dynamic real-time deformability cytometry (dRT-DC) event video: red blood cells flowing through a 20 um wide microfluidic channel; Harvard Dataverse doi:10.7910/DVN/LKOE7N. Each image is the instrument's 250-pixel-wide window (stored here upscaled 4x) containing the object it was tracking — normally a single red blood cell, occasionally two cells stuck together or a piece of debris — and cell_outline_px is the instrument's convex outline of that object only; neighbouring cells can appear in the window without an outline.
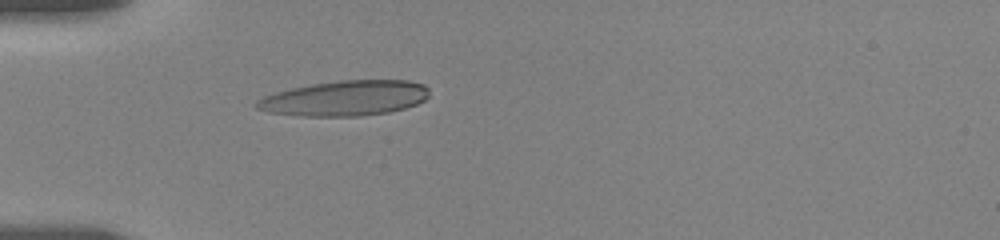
{"species": "human", "species_latin": "Homo sapiens", "temperature_condition": "room temperature", "stored_images_in_passage": 11, "camera_frame_rate_fps": 3000, "um_per_image_px": 0.085, "donor": {"sex": "female"}, "frame": {"image": 1, "passage_image": 7, "time_ms": 5.333, "image_size_px": [1000, 240], "cell_outline_px": [[428, 96], [424, 100], [416, 104], [404, 108], [388, 112], [360, 116], [300, 116], [268, 112], [256, 108], [252, 104], [256, 100], [264, 96], [276, 92], [292, 88], [312, 84], [340, 80], [408, 80], [424, 84], [428, 88]], "centroid_in_image_um": [29.3, 8.35], "position_along_channel_um": 55.7, "area_um2": 35.49}}
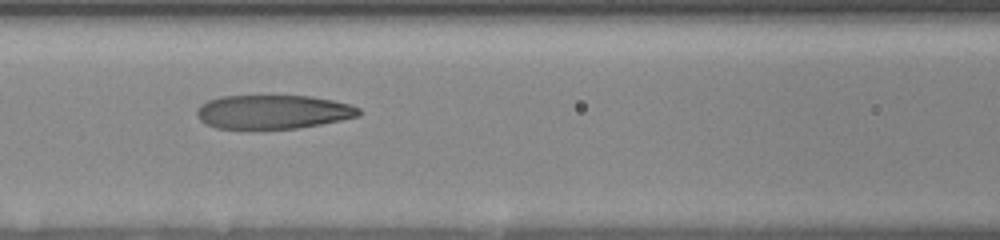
{"frame": {"image": 2, "passage_image": 10, "time_ms": 8.0, "image_size_px": [1000, 240], "cell_outline_px": [[360, 116], [320, 124], [296, 128], [256, 132], [216, 128], [200, 120], [196, 116], [196, 112], [200, 104], [208, 100], [220, 96], [312, 96], [332, 100], [348, 104], [360, 108]], "centroid_in_image_um": [23.14, 9.55], "position_along_channel_um": 143.5, "area_um2": 32.95}}